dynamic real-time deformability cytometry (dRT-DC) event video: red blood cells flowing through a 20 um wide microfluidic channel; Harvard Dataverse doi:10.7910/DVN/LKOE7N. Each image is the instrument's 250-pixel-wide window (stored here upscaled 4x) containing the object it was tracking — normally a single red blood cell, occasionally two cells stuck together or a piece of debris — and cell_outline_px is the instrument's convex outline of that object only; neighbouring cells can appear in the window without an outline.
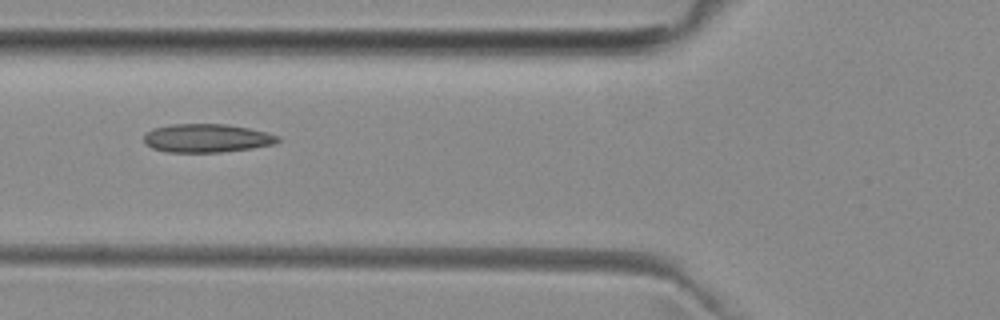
{"species": "common noctule bat (a hibernating species)", "species_latin": "Nyctalus noctula", "temperature_condition": "room temperature", "stored_images_in_passage": 2, "camera_frame_rate_fps": 3000, "um_per_image_px": 0.085, "animal": {"sex": "female", "body_mass_g": 29.2, "forearm_length_mm": 56.3}, "frame": {"image": 1, "passage_image": 2, "time_ms": 1.0, "image_size_px": [1000, 320], "cell_outline_px": [[280, 140], [272, 144], [252, 148], [220, 152], [168, 152], [152, 148], [144, 144], [144, 136], [152, 128], [172, 124], [224, 124], [248, 128], [280, 136]], "centroid_in_image_um": [17.54, 11.74], "position_along_channel_um": 108.3, "area_um2": 22.08}}